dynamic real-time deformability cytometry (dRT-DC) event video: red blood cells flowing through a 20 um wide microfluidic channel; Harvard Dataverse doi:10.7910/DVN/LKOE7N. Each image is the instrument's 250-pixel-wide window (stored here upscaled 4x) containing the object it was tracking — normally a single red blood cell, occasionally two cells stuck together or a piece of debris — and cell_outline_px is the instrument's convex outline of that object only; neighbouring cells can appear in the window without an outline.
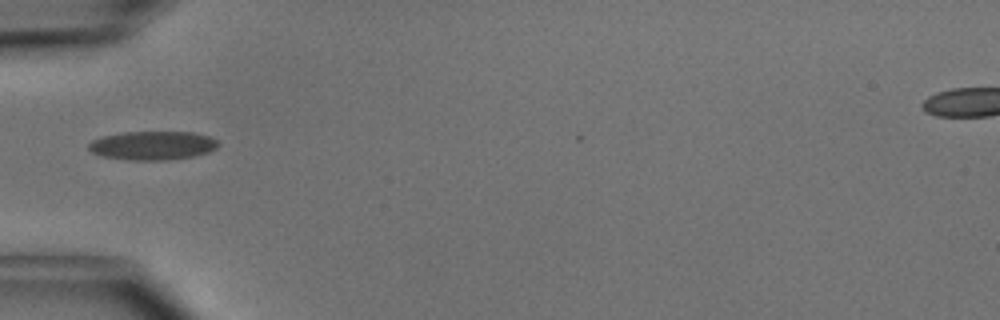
{"species": "common noctule bat (a hibernating species)", "species_latin": "Nyctalus noctula", "temperature_condition": "cold", "stored_images_in_passage": 34, "camera_frame_rate_fps": 3000, "um_per_image_px": 0.085, "animal": {"sex": "male", "body_mass_g": 15.6}, "frame": {"image": 1, "passage_image": 1, "time_ms": 0.0, "image_size_px": [1000, 320], "cell_outline_px": [[220, 144], [216, 148], [208, 152], [192, 156], [168, 160], [128, 160], [100, 156], [92, 152], [88, 148], [88, 144], [92, 140], [100, 136], [124, 132], [192, 132], [208, 136], [216, 140]], "centroid_in_image_um": [12.93, 12.37], "position_along_channel_um": 72.1, "area_um2": 21.79}}
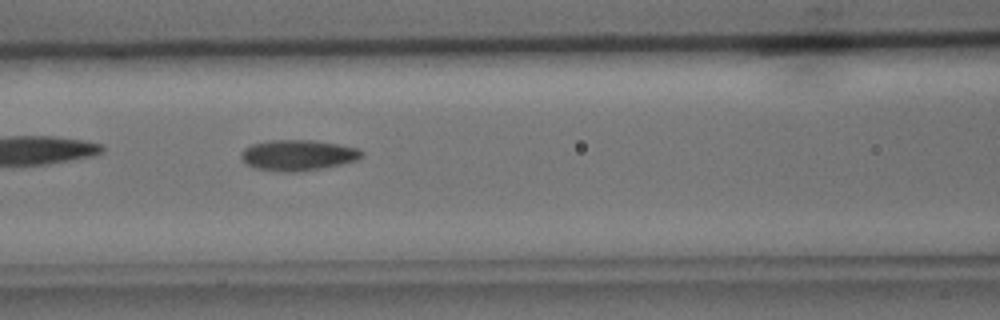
{"frame": {"image": 2, "passage_image": 6, "time_ms": 1.667, "image_size_px": [1000, 320], "cell_outline_px": [[364, 156], [356, 160], [340, 164], [320, 168], [292, 172], [284, 172], [256, 168], [248, 164], [240, 156], [240, 152], [244, 148], [252, 144], [268, 140], [312, 140], [360, 148], [364, 152]], "centroid_in_image_um": [25.33, 13.17], "position_along_channel_um": 141.3, "area_um2": 21.44}, "authors_computed_cell_mechanics": {"area_um2": 20.0277, "velocity_mm_per_s": 4.0949, "shape_relaxation_time_tau1_ms": 4.4805, "shape_relaxation_time_tau2_ms": 3.0188, "deformation_change_tau1": 0.1375, "deformation_change_tau2": 0.0905}}